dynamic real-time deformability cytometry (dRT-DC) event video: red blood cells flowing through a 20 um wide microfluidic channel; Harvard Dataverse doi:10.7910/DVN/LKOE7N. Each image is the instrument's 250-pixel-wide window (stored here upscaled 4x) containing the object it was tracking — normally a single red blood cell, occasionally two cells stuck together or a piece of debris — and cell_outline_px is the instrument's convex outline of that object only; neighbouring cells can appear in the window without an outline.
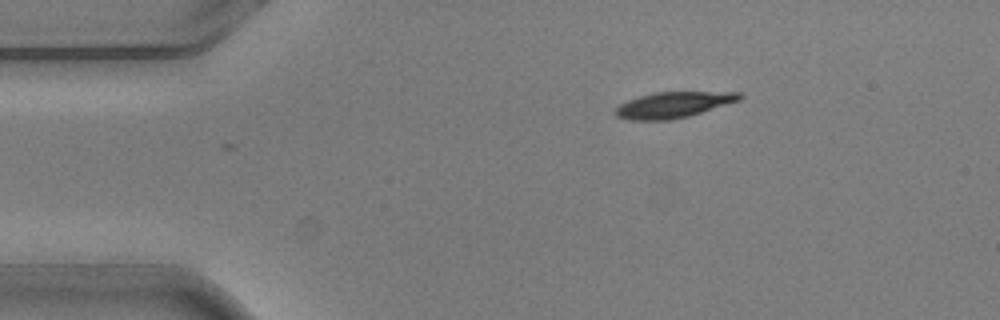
{"species": "common noctule bat (a hibernating species)", "species_latin": "Nyctalus noctula", "temperature_condition": "warm", "stored_images_in_passage": 4, "camera_frame_rate_fps": 3000, "um_per_image_px": 0.085, "animal": {"sex": "male", "body_mass_g": 20.5, "forearm_length_mm": 52.5}, "frame": {"image": 1, "passage_image": 1, "time_ms": 0.0, "image_size_px": [1000, 320], "cell_outline_px": [[744, 96], [740, 100], [688, 116], [672, 120], [628, 120], [616, 116], [612, 112], [620, 104], [628, 100], [640, 96], [656, 92], [740, 92]], "centroid_in_image_um": [57.21, 8.91], "position_along_channel_um": 27.8, "area_um2": 18.67}}
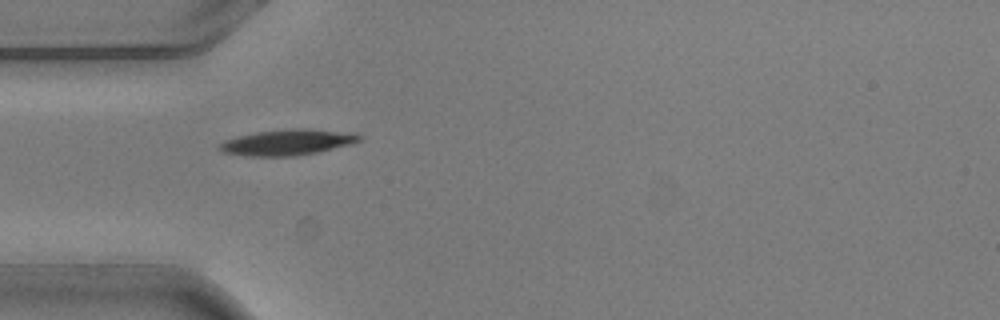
{"frame": {"image": 2, "passage_image": 3, "time_ms": 0.667, "image_size_px": [1000, 320], "cell_outline_px": [[364, 140], [352, 144], [316, 152], [296, 156], [248, 156], [224, 152], [216, 148], [216, 144], [224, 140], [256, 132], [292, 128], [308, 128], [356, 132], [364, 136]], "centroid_in_image_um": [24.51, 12.08], "position_along_channel_um": 60.5, "area_um2": 21.44}}